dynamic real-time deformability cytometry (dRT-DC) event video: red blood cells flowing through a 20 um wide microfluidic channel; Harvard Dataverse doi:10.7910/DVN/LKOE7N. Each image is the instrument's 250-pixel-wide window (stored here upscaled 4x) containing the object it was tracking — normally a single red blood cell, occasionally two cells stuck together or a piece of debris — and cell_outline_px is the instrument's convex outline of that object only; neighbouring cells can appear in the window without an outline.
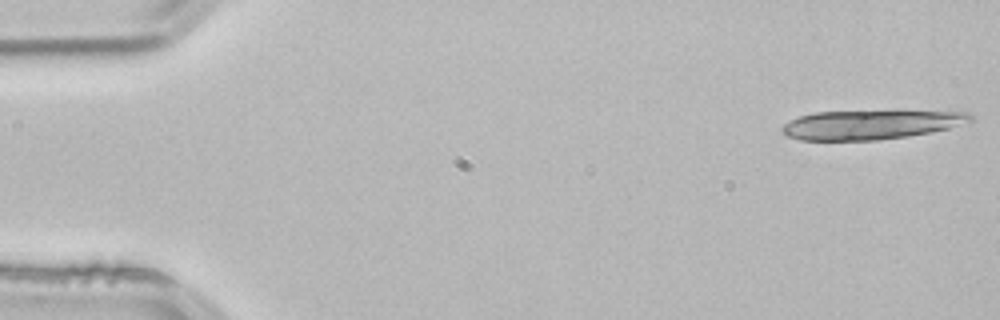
{"species": "common noctule bat (a hibernating species)", "species_latin": "Nyctalus noctula", "temperature_condition": "room temperature", "stored_images_in_passage": 16, "camera_frame_rate_fps": 3000, "um_per_image_px": 0.085, "animal": {"sex": "male", "body_mass_g": 21.5, "forearm_length_mm": 52.0}, "frame": {"image": 1, "passage_image": 1, "time_ms": 0.0, "image_size_px": [1000, 320], "cell_outline_px": [[976, 120], [948, 128], [908, 136], [880, 140], [800, 140], [788, 136], [780, 128], [784, 124], [800, 116], [816, 112], [968, 112]], "centroid_in_image_um": [73.99, 10.61], "position_along_channel_um": 11.0, "area_um2": 31.27}}